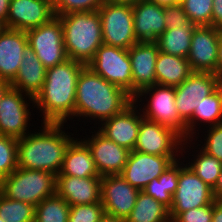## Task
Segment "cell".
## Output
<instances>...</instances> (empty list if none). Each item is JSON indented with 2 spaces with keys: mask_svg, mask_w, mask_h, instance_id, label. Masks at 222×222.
I'll return each mask as SVG.
<instances>
[{
  "mask_svg": "<svg viewBox=\"0 0 222 222\" xmlns=\"http://www.w3.org/2000/svg\"><path fill=\"white\" fill-rule=\"evenodd\" d=\"M133 102L124 89L106 81L90 67L85 66L77 80L74 118L97 125L122 112ZM86 120H85V119Z\"/></svg>",
  "mask_w": 222,
  "mask_h": 222,
  "instance_id": "6da1fadb",
  "label": "cell"
},
{
  "mask_svg": "<svg viewBox=\"0 0 222 222\" xmlns=\"http://www.w3.org/2000/svg\"><path fill=\"white\" fill-rule=\"evenodd\" d=\"M85 66L67 59L46 69L42 90L34 99V107L42 113L43 123L66 124L74 119L77 80Z\"/></svg>",
  "mask_w": 222,
  "mask_h": 222,
  "instance_id": "7a4b0ae2",
  "label": "cell"
},
{
  "mask_svg": "<svg viewBox=\"0 0 222 222\" xmlns=\"http://www.w3.org/2000/svg\"><path fill=\"white\" fill-rule=\"evenodd\" d=\"M66 123H41L38 132L30 130L17 139L18 168L43 170L55 175L60 173L65 151L75 138L66 132ZM65 129V130H63ZM73 136H71V135Z\"/></svg>",
  "mask_w": 222,
  "mask_h": 222,
  "instance_id": "3957f363",
  "label": "cell"
},
{
  "mask_svg": "<svg viewBox=\"0 0 222 222\" xmlns=\"http://www.w3.org/2000/svg\"><path fill=\"white\" fill-rule=\"evenodd\" d=\"M68 59L88 65L103 44L102 24L98 10L58 15Z\"/></svg>",
  "mask_w": 222,
  "mask_h": 222,
  "instance_id": "277c9868",
  "label": "cell"
},
{
  "mask_svg": "<svg viewBox=\"0 0 222 222\" xmlns=\"http://www.w3.org/2000/svg\"><path fill=\"white\" fill-rule=\"evenodd\" d=\"M0 192L9 199L36 206L56 194V175L43 170L17 168L0 181Z\"/></svg>",
  "mask_w": 222,
  "mask_h": 222,
  "instance_id": "5b68a950",
  "label": "cell"
},
{
  "mask_svg": "<svg viewBox=\"0 0 222 222\" xmlns=\"http://www.w3.org/2000/svg\"><path fill=\"white\" fill-rule=\"evenodd\" d=\"M133 101L139 103L137 106L144 118L170 127L186 139V122L180 117L175 105V87L155 84L141 90Z\"/></svg>",
  "mask_w": 222,
  "mask_h": 222,
  "instance_id": "8992f818",
  "label": "cell"
},
{
  "mask_svg": "<svg viewBox=\"0 0 222 222\" xmlns=\"http://www.w3.org/2000/svg\"><path fill=\"white\" fill-rule=\"evenodd\" d=\"M103 44L128 50L136 44L132 5L104 2L99 8Z\"/></svg>",
  "mask_w": 222,
  "mask_h": 222,
  "instance_id": "52a82bcc",
  "label": "cell"
},
{
  "mask_svg": "<svg viewBox=\"0 0 222 222\" xmlns=\"http://www.w3.org/2000/svg\"><path fill=\"white\" fill-rule=\"evenodd\" d=\"M87 66L133 97L132 68L128 50L102 44Z\"/></svg>",
  "mask_w": 222,
  "mask_h": 222,
  "instance_id": "ba28073f",
  "label": "cell"
},
{
  "mask_svg": "<svg viewBox=\"0 0 222 222\" xmlns=\"http://www.w3.org/2000/svg\"><path fill=\"white\" fill-rule=\"evenodd\" d=\"M181 158L178 186L172 196V206L169 210L171 221L181 212L215 202L212 188L185 164L188 160H184L183 157Z\"/></svg>",
  "mask_w": 222,
  "mask_h": 222,
  "instance_id": "9c48e42d",
  "label": "cell"
},
{
  "mask_svg": "<svg viewBox=\"0 0 222 222\" xmlns=\"http://www.w3.org/2000/svg\"><path fill=\"white\" fill-rule=\"evenodd\" d=\"M28 46L33 50L46 69L61 64L68 59L63 28L58 16L39 27L26 31Z\"/></svg>",
  "mask_w": 222,
  "mask_h": 222,
  "instance_id": "30bf717a",
  "label": "cell"
},
{
  "mask_svg": "<svg viewBox=\"0 0 222 222\" xmlns=\"http://www.w3.org/2000/svg\"><path fill=\"white\" fill-rule=\"evenodd\" d=\"M34 106L33 98L10 87L0 100V134L16 139L28 134Z\"/></svg>",
  "mask_w": 222,
  "mask_h": 222,
  "instance_id": "8fae6325",
  "label": "cell"
},
{
  "mask_svg": "<svg viewBox=\"0 0 222 222\" xmlns=\"http://www.w3.org/2000/svg\"><path fill=\"white\" fill-rule=\"evenodd\" d=\"M183 140L172 128L142 117L133 150L158 156H181Z\"/></svg>",
  "mask_w": 222,
  "mask_h": 222,
  "instance_id": "7c38bea8",
  "label": "cell"
},
{
  "mask_svg": "<svg viewBox=\"0 0 222 222\" xmlns=\"http://www.w3.org/2000/svg\"><path fill=\"white\" fill-rule=\"evenodd\" d=\"M221 83L216 74L193 71L185 81L175 87V105L180 117L187 122L194 109Z\"/></svg>",
  "mask_w": 222,
  "mask_h": 222,
  "instance_id": "4fadbf2b",
  "label": "cell"
},
{
  "mask_svg": "<svg viewBox=\"0 0 222 222\" xmlns=\"http://www.w3.org/2000/svg\"><path fill=\"white\" fill-rule=\"evenodd\" d=\"M180 156H158L132 150L120 175L134 188L142 191L158 178Z\"/></svg>",
  "mask_w": 222,
  "mask_h": 222,
  "instance_id": "5bb4252c",
  "label": "cell"
},
{
  "mask_svg": "<svg viewBox=\"0 0 222 222\" xmlns=\"http://www.w3.org/2000/svg\"><path fill=\"white\" fill-rule=\"evenodd\" d=\"M139 192L120 174L101 176V203L108 215L126 220L135 206Z\"/></svg>",
  "mask_w": 222,
  "mask_h": 222,
  "instance_id": "9a60e30c",
  "label": "cell"
},
{
  "mask_svg": "<svg viewBox=\"0 0 222 222\" xmlns=\"http://www.w3.org/2000/svg\"><path fill=\"white\" fill-rule=\"evenodd\" d=\"M221 31L213 26L195 27L187 56L192 71L216 74Z\"/></svg>",
  "mask_w": 222,
  "mask_h": 222,
  "instance_id": "2e32d148",
  "label": "cell"
},
{
  "mask_svg": "<svg viewBox=\"0 0 222 222\" xmlns=\"http://www.w3.org/2000/svg\"><path fill=\"white\" fill-rule=\"evenodd\" d=\"M91 133V137L85 134L87 137L81 135L84 137L81 139L89 147L99 175L120 174L127 163L130 151L107 139L98 130Z\"/></svg>",
  "mask_w": 222,
  "mask_h": 222,
  "instance_id": "e0dca14e",
  "label": "cell"
},
{
  "mask_svg": "<svg viewBox=\"0 0 222 222\" xmlns=\"http://www.w3.org/2000/svg\"><path fill=\"white\" fill-rule=\"evenodd\" d=\"M142 117L140 108L138 109L133 101L122 112L103 121L97 130L107 139L131 152L137 141Z\"/></svg>",
  "mask_w": 222,
  "mask_h": 222,
  "instance_id": "ac0fdd59",
  "label": "cell"
},
{
  "mask_svg": "<svg viewBox=\"0 0 222 222\" xmlns=\"http://www.w3.org/2000/svg\"><path fill=\"white\" fill-rule=\"evenodd\" d=\"M56 15L45 0H11L6 28L27 31L49 22Z\"/></svg>",
  "mask_w": 222,
  "mask_h": 222,
  "instance_id": "d6986e66",
  "label": "cell"
},
{
  "mask_svg": "<svg viewBox=\"0 0 222 222\" xmlns=\"http://www.w3.org/2000/svg\"><path fill=\"white\" fill-rule=\"evenodd\" d=\"M133 78V98L141 90L156 84L155 64L159 54L156 42H137L128 49Z\"/></svg>",
  "mask_w": 222,
  "mask_h": 222,
  "instance_id": "ffe728a7",
  "label": "cell"
},
{
  "mask_svg": "<svg viewBox=\"0 0 222 222\" xmlns=\"http://www.w3.org/2000/svg\"><path fill=\"white\" fill-rule=\"evenodd\" d=\"M28 48L26 31L5 28L0 33V80L11 83L15 79Z\"/></svg>",
  "mask_w": 222,
  "mask_h": 222,
  "instance_id": "44dd1931",
  "label": "cell"
},
{
  "mask_svg": "<svg viewBox=\"0 0 222 222\" xmlns=\"http://www.w3.org/2000/svg\"><path fill=\"white\" fill-rule=\"evenodd\" d=\"M56 194L70 206L101 202V177L56 176Z\"/></svg>",
  "mask_w": 222,
  "mask_h": 222,
  "instance_id": "7402d4cb",
  "label": "cell"
},
{
  "mask_svg": "<svg viewBox=\"0 0 222 222\" xmlns=\"http://www.w3.org/2000/svg\"><path fill=\"white\" fill-rule=\"evenodd\" d=\"M134 33L138 42H156L166 30L164 6L148 0L132 5Z\"/></svg>",
  "mask_w": 222,
  "mask_h": 222,
  "instance_id": "603a6c76",
  "label": "cell"
},
{
  "mask_svg": "<svg viewBox=\"0 0 222 222\" xmlns=\"http://www.w3.org/2000/svg\"><path fill=\"white\" fill-rule=\"evenodd\" d=\"M45 76L46 68L35 52L28 48L23 55L18 73L10 85L11 88L35 99L42 90Z\"/></svg>",
  "mask_w": 222,
  "mask_h": 222,
  "instance_id": "cb8c5ba5",
  "label": "cell"
},
{
  "mask_svg": "<svg viewBox=\"0 0 222 222\" xmlns=\"http://www.w3.org/2000/svg\"><path fill=\"white\" fill-rule=\"evenodd\" d=\"M74 138L67 147L60 173L56 176L101 177L96 169L91 151L87 144Z\"/></svg>",
  "mask_w": 222,
  "mask_h": 222,
  "instance_id": "d4e9b609",
  "label": "cell"
},
{
  "mask_svg": "<svg viewBox=\"0 0 222 222\" xmlns=\"http://www.w3.org/2000/svg\"><path fill=\"white\" fill-rule=\"evenodd\" d=\"M203 123L207 126H204ZM221 123L222 83L194 109L192 117L186 122V139H192L193 136L200 135L199 131L202 126L204 128Z\"/></svg>",
  "mask_w": 222,
  "mask_h": 222,
  "instance_id": "484cf974",
  "label": "cell"
},
{
  "mask_svg": "<svg viewBox=\"0 0 222 222\" xmlns=\"http://www.w3.org/2000/svg\"><path fill=\"white\" fill-rule=\"evenodd\" d=\"M193 145H194V142H193L192 139H185V140H183L182 147H181V156L184 157L183 159L188 158L189 161L186 164L208 186L213 188L215 186L217 178L219 177V174L221 172L222 162L220 160L216 159L215 157H212V156L208 155L207 153L202 151L199 147L197 149V147L195 145L194 146ZM193 147H195V149H197V150H195ZM187 148L190 151H191V149L194 150V151L192 150V152H190L188 154V156H187V152H189V151H188ZM185 150H187V151H185ZM183 152H184V154H186L187 157L183 156L184 155ZM191 153L194 154V155H192ZM189 155L191 156V158H189L190 157ZM192 158H193V160H192Z\"/></svg>",
  "mask_w": 222,
  "mask_h": 222,
  "instance_id": "4316f807",
  "label": "cell"
},
{
  "mask_svg": "<svg viewBox=\"0 0 222 222\" xmlns=\"http://www.w3.org/2000/svg\"><path fill=\"white\" fill-rule=\"evenodd\" d=\"M156 84L177 87L193 72L187 58L159 51L155 64Z\"/></svg>",
  "mask_w": 222,
  "mask_h": 222,
  "instance_id": "83f0119b",
  "label": "cell"
},
{
  "mask_svg": "<svg viewBox=\"0 0 222 222\" xmlns=\"http://www.w3.org/2000/svg\"><path fill=\"white\" fill-rule=\"evenodd\" d=\"M180 160L181 158L170 164V166L158 178L153 179L142 190L145 194L156 199L169 210L172 206V196L178 186Z\"/></svg>",
  "mask_w": 222,
  "mask_h": 222,
  "instance_id": "f1b7e54d",
  "label": "cell"
},
{
  "mask_svg": "<svg viewBox=\"0 0 222 222\" xmlns=\"http://www.w3.org/2000/svg\"><path fill=\"white\" fill-rule=\"evenodd\" d=\"M195 27L196 25L189 22L186 26L166 29L156 40L159 51L165 54L187 58Z\"/></svg>",
  "mask_w": 222,
  "mask_h": 222,
  "instance_id": "f546056e",
  "label": "cell"
},
{
  "mask_svg": "<svg viewBox=\"0 0 222 222\" xmlns=\"http://www.w3.org/2000/svg\"><path fill=\"white\" fill-rule=\"evenodd\" d=\"M126 222H172L169 209L140 191Z\"/></svg>",
  "mask_w": 222,
  "mask_h": 222,
  "instance_id": "4dcf8cb0",
  "label": "cell"
},
{
  "mask_svg": "<svg viewBox=\"0 0 222 222\" xmlns=\"http://www.w3.org/2000/svg\"><path fill=\"white\" fill-rule=\"evenodd\" d=\"M70 205L57 194L35 206L34 222H68Z\"/></svg>",
  "mask_w": 222,
  "mask_h": 222,
  "instance_id": "1f68e13d",
  "label": "cell"
},
{
  "mask_svg": "<svg viewBox=\"0 0 222 222\" xmlns=\"http://www.w3.org/2000/svg\"><path fill=\"white\" fill-rule=\"evenodd\" d=\"M35 206L5 197L0 192V218L3 222H34Z\"/></svg>",
  "mask_w": 222,
  "mask_h": 222,
  "instance_id": "d6a6232c",
  "label": "cell"
},
{
  "mask_svg": "<svg viewBox=\"0 0 222 222\" xmlns=\"http://www.w3.org/2000/svg\"><path fill=\"white\" fill-rule=\"evenodd\" d=\"M189 21L196 26H211L213 0H181Z\"/></svg>",
  "mask_w": 222,
  "mask_h": 222,
  "instance_id": "836d02e7",
  "label": "cell"
},
{
  "mask_svg": "<svg viewBox=\"0 0 222 222\" xmlns=\"http://www.w3.org/2000/svg\"><path fill=\"white\" fill-rule=\"evenodd\" d=\"M17 139L0 134V181L18 168Z\"/></svg>",
  "mask_w": 222,
  "mask_h": 222,
  "instance_id": "e575fe53",
  "label": "cell"
},
{
  "mask_svg": "<svg viewBox=\"0 0 222 222\" xmlns=\"http://www.w3.org/2000/svg\"><path fill=\"white\" fill-rule=\"evenodd\" d=\"M207 130V131H205ZM203 129L200 132L207 133L202 136H193L192 140L199 141V137H204L201 139L199 142L202 144H198L195 142L194 144H197V147H199L202 151L207 153L208 155L215 157L216 159L220 160L222 162V123L217 124L215 126H210L209 128L207 127L206 129ZM196 139H195V138ZM204 141V142H203ZM202 145V146H201Z\"/></svg>",
  "mask_w": 222,
  "mask_h": 222,
  "instance_id": "d590c367",
  "label": "cell"
},
{
  "mask_svg": "<svg viewBox=\"0 0 222 222\" xmlns=\"http://www.w3.org/2000/svg\"><path fill=\"white\" fill-rule=\"evenodd\" d=\"M105 214L101 202L70 206L68 222H99Z\"/></svg>",
  "mask_w": 222,
  "mask_h": 222,
  "instance_id": "8d00e7d4",
  "label": "cell"
},
{
  "mask_svg": "<svg viewBox=\"0 0 222 222\" xmlns=\"http://www.w3.org/2000/svg\"><path fill=\"white\" fill-rule=\"evenodd\" d=\"M105 0H57L53 6L56 16L71 12L96 11Z\"/></svg>",
  "mask_w": 222,
  "mask_h": 222,
  "instance_id": "74e56055",
  "label": "cell"
},
{
  "mask_svg": "<svg viewBox=\"0 0 222 222\" xmlns=\"http://www.w3.org/2000/svg\"><path fill=\"white\" fill-rule=\"evenodd\" d=\"M213 204L181 212L172 222H212Z\"/></svg>",
  "mask_w": 222,
  "mask_h": 222,
  "instance_id": "f35d334b",
  "label": "cell"
},
{
  "mask_svg": "<svg viewBox=\"0 0 222 222\" xmlns=\"http://www.w3.org/2000/svg\"><path fill=\"white\" fill-rule=\"evenodd\" d=\"M166 29L186 26L190 21L181 3L164 6Z\"/></svg>",
  "mask_w": 222,
  "mask_h": 222,
  "instance_id": "ab89813d",
  "label": "cell"
},
{
  "mask_svg": "<svg viewBox=\"0 0 222 222\" xmlns=\"http://www.w3.org/2000/svg\"><path fill=\"white\" fill-rule=\"evenodd\" d=\"M211 26L222 30V0H213Z\"/></svg>",
  "mask_w": 222,
  "mask_h": 222,
  "instance_id": "60d3db41",
  "label": "cell"
},
{
  "mask_svg": "<svg viewBox=\"0 0 222 222\" xmlns=\"http://www.w3.org/2000/svg\"><path fill=\"white\" fill-rule=\"evenodd\" d=\"M212 193L215 201H222V169L215 186L212 188Z\"/></svg>",
  "mask_w": 222,
  "mask_h": 222,
  "instance_id": "b9f144b4",
  "label": "cell"
},
{
  "mask_svg": "<svg viewBox=\"0 0 222 222\" xmlns=\"http://www.w3.org/2000/svg\"><path fill=\"white\" fill-rule=\"evenodd\" d=\"M212 222H222V201L213 203Z\"/></svg>",
  "mask_w": 222,
  "mask_h": 222,
  "instance_id": "7bdbcfd3",
  "label": "cell"
},
{
  "mask_svg": "<svg viewBox=\"0 0 222 222\" xmlns=\"http://www.w3.org/2000/svg\"><path fill=\"white\" fill-rule=\"evenodd\" d=\"M216 75L222 82V31L219 38V45H218V63L216 68Z\"/></svg>",
  "mask_w": 222,
  "mask_h": 222,
  "instance_id": "ee69618b",
  "label": "cell"
},
{
  "mask_svg": "<svg viewBox=\"0 0 222 222\" xmlns=\"http://www.w3.org/2000/svg\"><path fill=\"white\" fill-rule=\"evenodd\" d=\"M11 0H0V21H2L5 24L6 27V20L9 10Z\"/></svg>",
  "mask_w": 222,
  "mask_h": 222,
  "instance_id": "f6af8a7d",
  "label": "cell"
},
{
  "mask_svg": "<svg viewBox=\"0 0 222 222\" xmlns=\"http://www.w3.org/2000/svg\"><path fill=\"white\" fill-rule=\"evenodd\" d=\"M99 222H126L125 219H122V218H118V217H115V216H111V215H108V214H104L100 221Z\"/></svg>",
  "mask_w": 222,
  "mask_h": 222,
  "instance_id": "bcb514c9",
  "label": "cell"
},
{
  "mask_svg": "<svg viewBox=\"0 0 222 222\" xmlns=\"http://www.w3.org/2000/svg\"><path fill=\"white\" fill-rule=\"evenodd\" d=\"M148 1L156 3L161 6H168V5H172V4L181 3V0H148Z\"/></svg>",
  "mask_w": 222,
  "mask_h": 222,
  "instance_id": "7dc6e473",
  "label": "cell"
},
{
  "mask_svg": "<svg viewBox=\"0 0 222 222\" xmlns=\"http://www.w3.org/2000/svg\"><path fill=\"white\" fill-rule=\"evenodd\" d=\"M140 0H105L107 3H113V4H130L134 5Z\"/></svg>",
  "mask_w": 222,
  "mask_h": 222,
  "instance_id": "c3c4849f",
  "label": "cell"
},
{
  "mask_svg": "<svg viewBox=\"0 0 222 222\" xmlns=\"http://www.w3.org/2000/svg\"><path fill=\"white\" fill-rule=\"evenodd\" d=\"M11 87L10 83L4 80H0V100L5 92Z\"/></svg>",
  "mask_w": 222,
  "mask_h": 222,
  "instance_id": "681fc988",
  "label": "cell"
},
{
  "mask_svg": "<svg viewBox=\"0 0 222 222\" xmlns=\"http://www.w3.org/2000/svg\"><path fill=\"white\" fill-rule=\"evenodd\" d=\"M6 27H5V24L2 22V21H0V33L5 29Z\"/></svg>",
  "mask_w": 222,
  "mask_h": 222,
  "instance_id": "f907efd6",
  "label": "cell"
},
{
  "mask_svg": "<svg viewBox=\"0 0 222 222\" xmlns=\"http://www.w3.org/2000/svg\"><path fill=\"white\" fill-rule=\"evenodd\" d=\"M45 1L54 6L57 0H45Z\"/></svg>",
  "mask_w": 222,
  "mask_h": 222,
  "instance_id": "816d5d0a",
  "label": "cell"
}]
</instances>
